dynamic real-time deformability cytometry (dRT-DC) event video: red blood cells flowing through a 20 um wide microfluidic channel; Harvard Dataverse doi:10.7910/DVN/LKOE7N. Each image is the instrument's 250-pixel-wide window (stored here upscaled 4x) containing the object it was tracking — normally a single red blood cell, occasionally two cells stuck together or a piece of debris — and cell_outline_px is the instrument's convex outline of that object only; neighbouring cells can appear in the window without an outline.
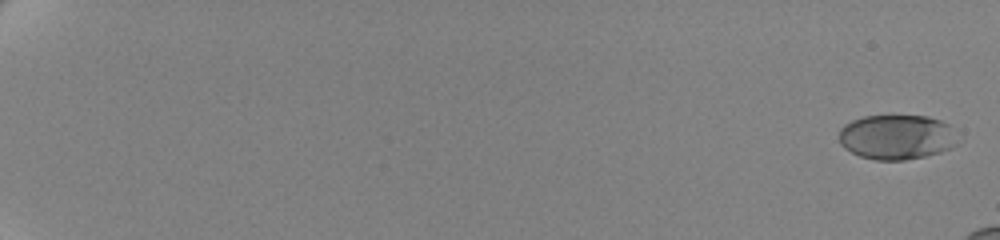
{"species": "human", "species_latin": "Homo sapiens", "temperature_condition": "cold", "stored_images_in_passage": 60, "camera_frame_rate_fps": 3000, "um_per_image_px": 0.085, "donor": {"sex": "female"}, "frame": {"image": 1, "passage_image": 1, "time_ms": 0.0, "image_size_px": [1000, 240], "cell_outline_px": [[960, 144], [952, 148], [940, 152], [924, 156], [904, 160], [876, 160], [860, 156], [844, 148], [840, 144], [840, 128], [844, 124], [852, 120], [864, 116], [928, 116], [940, 120], [948, 124]], "centroid_in_image_um": [76.22, 11.65], "position_along_channel_um": 8.8, "area_um2": 31.04}}
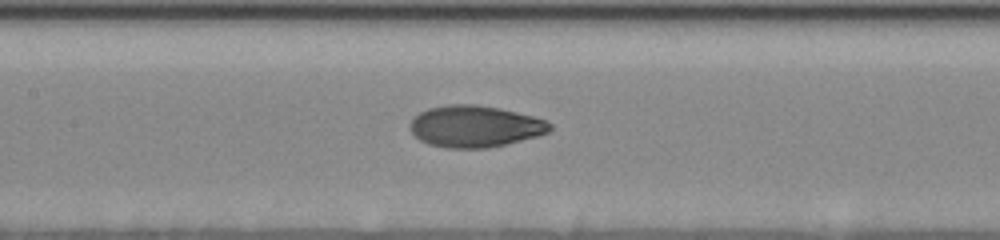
{"frame": {"image": 2, "passage_image": 34, "time_ms": 11.0, "image_size_px": [1000, 240], "cell_outline_px": [[552, 128], [548, 132], [540, 136], [488, 148], [448, 148], [428, 144], [420, 140], [408, 128], [408, 124], [420, 112], [428, 108], [448, 104], [476, 104], [500, 108], [548, 120], [552, 124]], "centroid_in_image_um": [40.39, 10.74], "position_along_channel_um": 167.0, "area_um2": 34.16}}
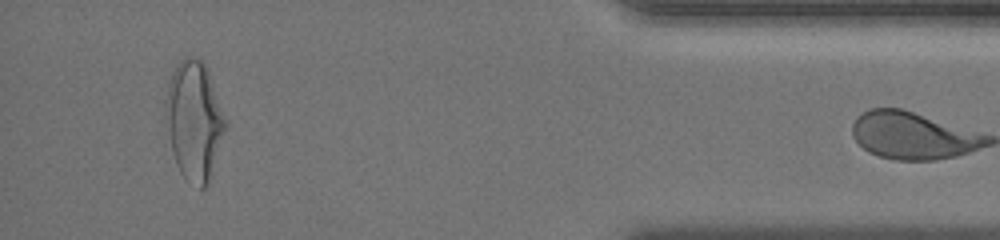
{"frame": {"image": 3, "passage_image": 59, "time_ms": 19.333, "image_size_px": [1000, 240], "cell_outline_px": [[228, 124], [208, 180], [204, 188], [200, 188], [184, 180], [176, 164], [172, 148], [168, 128], [164, 104], [164, 100], [168, 84], [172, 72], [176, 64], [184, 56], [192, 56], [200, 60], [208, 68]], "centroid_in_image_um": [16.51, 10.2], "position_along_channel_um": 418.7, "area_um2": 41.27}}